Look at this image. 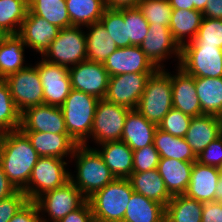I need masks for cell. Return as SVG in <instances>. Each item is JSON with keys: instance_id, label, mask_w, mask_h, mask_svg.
<instances>
[{"instance_id": "f1b7e54d", "label": "cell", "mask_w": 222, "mask_h": 222, "mask_svg": "<svg viewBox=\"0 0 222 222\" xmlns=\"http://www.w3.org/2000/svg\"><path fill=\"white\" fill-rule=\"evenodd\" d=\"M203 114L222 118V77H194Z\"/></svg>"}, {"instance_id": "8fae6325", "label": "cell", "mask_w": 222, "mask_h": 222, "mask_svg": "<svg viewBox=\"0 0 222 222\" xmlns=\"http://www.w3.org/2000/svg\"><path fill=\"white\" fill-rule=\"evenodd\" d=\"M87 198L71 182L51 191H47L39 196L34 202L39 211H45L50 216L52 222H58L68 213L80 208Z\"/></svg>"}, {"instance_id": "484cf974", "label": "cell", "mask_w": 222, "mask_h": 222, "mask_svg": "<svg viewBox=\"0 0 222 222\" xmlns=\"http://www.w3.org/2000/svg\"><path fill=\"white\" fill-rule=\"evenodd\" d=\"M128 180L131 183L135 193L154 200L166 207L172 196L168 193L164 180L158 173L157 169L132 173Z\"/></svg>"}, {"instance_id": "4fadbf2b", "label": "cell", "mask_w": 222, "mask_h": 222, "mask_svg": "<svg viewBox=\"0 0 222 222\" xmlns=\"http://www.w3.org/2000/svg\"><path fill=\"white\" fill-rule=\"evenodd\" d=\"M72 89L104 99L108 90L109 74L103 63L85 60L69 68Z\"/></svg>"}, {"instance_id": "f35d334b", "label": "cell", "mask_w": 222, "mask_h": 222, "mask_svg": "<svg viewBox=\"0 0 222 222\" xmlns=\"http://www.w3.org/2000/svg\"><path fill=\"white\" fill-rule=\"evenodd\" d=\"M124 22H127V47L140 46L149 30V23L138 7L124 9Z\"/></svg>"}, {"instance_id": "83f0119b", "label": "cell", "mask_w": 222, "mask_h": 222, "mask_svg": "<svg viewBox=\"0 0 222 222\" xmlns=\"http://www.w3.org/2000/svg\"><path fill=\"white\" fill-rule=\"evenodd\" d=\"M24 44L18 34L3 35L0 39V78H6L24 66Z\"/></svg>"}, {"instance_id": "d6a6232c", "label": "cell", "mask_w": 222, "mask_h": 222, "mask_svg": "<svg viewBox=\"0 0 222 222\" xmlns=\"http://www.w3.org/2000/svg\"><path fill=\"white\" fill-rule=\"evenodd\" d=\"M203 203L183 195L172 196L166 205L167 222H201Z\"/></svg>"}, {"instance_id": "8d00e7d4", "label": "cell", "mask_w": 222, "mask_h": 222, "mask_svg": "<svg viewBox=\"0 0 222 222\" xmlns=\"http://www.w3.org/2000/svg\"><path fill=\"white\" fill-rule=\"evenodd\" d=\"M21 113L14 104L9 86L0 78V133L20 129Z\"/></svg>"}, {"instance_id": "7c38bea8", "label": "cell", "mask_w": 222, "mask_h": 222, "mask_svg": "<svg viewBox=\"0 0 222 222\" xmlns=\"http://www.w3.org/2000/svg\"><path fill=\"white\" fill-rule=\"evenodd\" d=\"M36 68L43 87L44 104L61 107L72 90L69 68L44 58L36 64Z\"/></svg>"}, {"instance_id": "e0dca14e", "label": "cell", "mask_w": 222, "mask_h": 222, "mask_svg": "<svg viewBox=\"0 0 222 222\" xmlns=\"http://www.w3.org/2000/svg\"><path fill=\"white\" fill-rule=\"evenodd\" d=\"M139 47L158 69H163L161 61L170 54H175L180 60L181 47L174 40L169 26L149 25L147 35Z\"/></svg>"}, {"instance_id": "d590c367", "label": "cell", "mask_w": 222, "mask_h": 222, "mask_svg": "<svg viewBox=\"0 0 222 222\" xmlns=\"http://www.w3.org/2000/svg\"><path fill=\"white\" fill-rule=\"evenodd\" d=\"M28 10V0H0V32L18 34Z\"/></svg>"}, {"instance_id": "7bdbcfd3", "label": "cell", "mask_w": 222, "mask_h": 222, "mask_svg": "<svg viewBox=\"0 0 222 222\" xmlns=\"http://www.w3.org/2000/svg\"><path fill=\"white\" fill-rule=\"evenodd\" d=\"M160 155L153 144L133 151V173L157 169Z\"/></svg>"}, {"instance_id": "d6986e66", "label": "cell", "mask_w": 222, "mask_h": 222, "mask_svg": "<svg viewBox=\"0 0 222 222\" xmlns=\"http://www.w3.org/2000/svg\"><path fill=\"white\" fill-rule=\"evenodd\" d=\"M172 105L176 110L190 116L203 115L194 83V76L184 72L178 66L177 75L171 74Z\"/></svg>"}, {"instance_id": "11a10c76", "label": "cell", "mask_w": 222, "mask_h": 222, "mask_svg": "<svg viewBox=\"0 0 222 222\" xmlns=\"http://www.w3.org/2000/svg\"><path fill=\"white\" fill-rule=\"evenodd\" d=\"M215 193H216V201H220L222 203V178L221 177L218 179Z\"/></svg>"}, {"instance_id": "9f6ffc18", "label": "cell", "mask_w": 222, "mask_h": 222, "mask_svg": "<svg viewBox=\"0 0 222 222\" xmlns=\"http://www.w3.org/2000/svg\"><path fill=\"white\" fill-rule=\"evenodd\" d=\"M219 175L222 178V164L218 167Z\"/></svg>"}, {"instance_id": "9a60e30c", "label": "cell", "mask_w": 222, "mask_h": 222, "mask_svg": "<svg viewBox=\"0 0 222 222\" xmlns=\"http://www.w3.org/2000/svg\"><path fill=\"white\" fill-rule=\"evenodd\" d=\"M20 129L23 132H49L68 134L60 107L41 104L21 113Z\"/></svg>"}, {"instance_id": "836d02e7", "label": "cell", "mask_w": 222, "mask_h": 222, "mask_svg": "<svg viewBox=\"0 0 222 222\" xmlns=\"http://www.w3.org/2000/svg\"><path fill=\"white\" fill-rule=\"evenodd\" d=\"M71 26H88L99 22L106 6L104 0H66Z\"/></svg>"}, {"instance_id": "f546056e", "label": "cell", "mask_w": 222, "mask_h": 222, "mask_svg": "<svg viewBox=\"0 0 222 222\" xmlns=\"http://www.w3.org/2000/svg\"><path fill=\"white\" fill-rule=\"evenodd\" d=\"M85 27L89 29V32L85 34L87 60L104 63L118 49L116 43L108 35V32L100 21Z\"/></svg>"}, {"instance_id": "c3c4849f", "label": "cell", "mask_w": 222, "mask_h": 222, "mask_svg": "<svg viewBox=\"0 0 222 222\" xmlns=\"http://www.w3.org/2000/svg\"><path fill=\"white\" fill-rule=\"evenodd\" d=\"M201 222H222V203L204 202Z\"/></svg>"}, {"instance_id": "30bf717a", "label": "cell", "mask_w": 222, "mask_h": 222, "mask_svg": "<svg viewBox=\"0 0 222 222\" xmlns=\"http://www.w3.org/2000/svg\"><path fill=\"white\" fill-rule=\"evenodd\" d=\"M5 81L20 113L30 107L44 104L43 87L36 66H27L12 73Z\"/></svg>"}, {"instance_id": "b9f144b4", "label": "cell", "mask_w": 222, "mask_h": 222, "mask_svg": "<svg viewBox=\"0 0 222 222\" xmlns=\"http://www.w3.org/2000/svg\"><path fill=\"white\" fill-rule=\"evenodd\" d=\"M191 119L192 117L172 108L167 115L163 117L158 128L164 132L170 133L174 137L184 138L189 129Z\"/></svg>"}, {"instance_id": "4dcf8cb0", "label": "cell", "mask_w": 222, "mask_h": 222, "mask_svg": "<svg viewBox=\"0 0 222 222\" xmlns=\"http://www.w3.org/2000/svg\"><path fill=\"white\" fill-rule=\"evenodd\" d=\"M153 145L158 151L160 158L189 162L197 161V156L183 137H174L159 128L155 131Z\"/></svg>"}, {"instance_id": "7dc6e473", "label": "cell", "mask_w": 222, "mask_h": 222, "mask_svg": "<svg viewBox=\"0 0 222 222\" xmlns=\"http://www.w3.org/2000/svg\"><path fill=\"white\" fill-rule=\"evenodd\" d=\"M58 222H94L89 202L86 201L80 208L68 213Z\"/></svg>"}, {"instance_id": "ffe728a7", "label": "cell", "mask_w": 222, "mask_h": 222, "mask_svg": "<svg viewBox=\"0 0 222 222\" xmlns=\"http://www.w3.org/2000/svg\"><path fill=\"white\" fill-rule=\"evenodd\" d=\"M222 118L203 114L192 117L184 139L198 156L212 141L221 135Z\"/></svg>"}, {"instance_id": "681fc988", "label": "cell", "mask_w": 222, "mask_h": 222, "mask_svg": "<svg viewBox=\"0 0 222 222\" xmlns=\"http://www.w3.org/2000/svg\"><path fill=\"white\" fill-rule=\"evenodd\" d=\"M18 189L7 178L0 163V200L15 194Z\"/></svg>"}, {"instance_id": "1f68e13d", "label": "cell", "mask_w": 222, "mask_h": 222, "mask_svg": "<svg viewBox=\"0 0 222 222\" xmlns=\"http://www.w3.org/2000/svg\"><path fill=\"white\" fill-rule=\"evenodd\" d=\"M203 19V13L199 10H183V9H173L170 21V31L174 37L177 44L182 47L185 45L186 40L184 38L186 35L190 34L191 42L197 35L198 29L201 25Z\"/></svg>"}, {"instance_id": "7402d4cb", "label": "cell", "mask_w": 222, "mask_h": 222, "mask_svg": "<svg viewBox=\"0 0 222 222\" xmlns=\"http://www.w3.org/2000/svg\"><path fill=\"white\" fill-rule=\"evenodd\" d=\"M40 157H71L78 144L68 134L24 132Z\"/></svg>"}, {"instance_id": "6da1fadb", "label": "cell", "mask_w": 222, "mask_h": 222, "mask_svg": "<svg viewBox=\"0 0 222 222\" xmlns=\"http://www.w3.org/2000/svg\"><path fill=\"white\" fill-rule=\"evenodd\" d=\"M39 157L21 129L0 133V163L7 178L18 190L27 187Z\"/></svg>"}, {"instance_id": "3957f363", "label": "cell", "mask_w": 222, "mask_h": 222, "mask_svg": "<svg viewBox=\"0 0 222 222\" xmlns=\"http://www.w3.org/2000/svg\"><path fill=\"white\" fill-rule=\"evenodd\" d=\"M134 193L128 178H115L102 189L93 193L87 201L94 221L122 222L126 207Z\"/></svg>"}, {"instance_id": "e575fe53", "label": "cell", "mask_w": 222, "mask_h": 222, "mask_svg": "<svg viewBox=\"0 0 222 222\" xmlns=\"http://www.w3.org/2000/svg\"><path fill=\"white\" fill-rule=\"evenodd\" d=\"M29 11L59 29L71 27L66 0H28Z\"/></svg>"}, {"instance_id": "ac0fdd59", "label": "cell", "mask_w": 222, "mask_h": 222, "mask_svg": "<svg viewBox=\"0 0 222 222\" xmlns=\"http://www.w3.org/2000/svg\"><path fill=\"white\" fill-rule=\"evenodd\" d=\"M59 31L57 26L28 10L18 35L27 47L36 50L43 56L50 44L57 38Z\"/></svg>"}, {"instance_id": "7a4b0ae2", "label": "cell", "mask_w": 222, "mask_h": 222, "mask_svg": "<svg viewBox=\"0 0 222 222\" xmlns=\"http://www.w3.org/2000/svg\"><path fill=\"white\" fill-rule=\"evenodd\" d=\"M88 147V145H78L76 147L72 158H75V160L77 158V175L76 178L70 176V181L86 198H89L93 193L115 179L99 152Z\"/></svg>"}, {"instance_id": "52a82bcc", "label": "cell", "mask_w": 222, "mask_h": 222, "mask_svg": "<svg viewBox=\"0 0 222 222\" xmlns=\"http://www.w3.org/2000/svg\"><path fill=\"white\" fill-rule=\"evenodd\" d=\"M66 162L56 157H39L33 167L27 187L23 192L29 201H35L47 191L54 190L70 181L71 173L66 171Z\"/></svg>"}, {"instance_id": "44dd1931", "label": "cell", "mask_w": 222, "mask_h": 222, "mask_svg": "<svg viewBox=\"0 0 222 222\" xmlns=\"http://www.w3.org/2000/svg\"><path fill=\"white\" fill-rule=\"evenodd\" d=\"M219 178L218 168L195 161L185 195L202 203L216 201L215 191Z\"/></svg>"}, {"instance_id": "5b68a950", "label": "cell", "mask_w": 222, "mask_h": 222, "mask_svg": "<svg viewBox=\"0 0 222 222\" xmlns=\"http://www.w3.org/2000/svg\"><path fill=\"white\" fill-rule=\"evenodd\" d=\"M172 98L171 74L165 69H157L148 78L136 110L158 126L173 108Z\"/></svg>"}, {"instance_id": "2e32d148", "label": "cell", "mask_w": 222, "mask_h": 222, "mask_svg": "<svg viewBox=\"0 0 222 222\" xmlns=\"http://www.w3.org/2000/svg\"><path fill=\"white\" fill-rule=\"evenodd\" d=\"M103 64L109 76L127 73H154L158 69L139 46L133 45L118 48Z\"/></svg>"}, {"instance_id": "5bb4252c", "label": "cell", "mask_w": 222, "mask_h": 222, "mask_svg": "<svg viewBox=\"0 0 222 222\" xmlns=\"http://www.w3.org/2000/svg\"><path fill=\"white\" fill-rule=\"evenodd\" d=\"M153 73H127L109 76L105 99L130 109H136L148 78Z\"/></svg>"}, {"instance_id": "816d5d0a", "label": "cell", "mask_w": 222, "mask_h": 222, "mask_svg": "<svg viewBox=\"0 0 222 222\" xmlns=\"http://www.w3.org/2000/svg\"><path fill=\"white\" fill-rule=\"evenodd\" d=\"M106 8L125 9L138 7L141 0H104Z\"/></svg>"}, {"instance_id": "db71d44e", "label": "cell", "mask_w": 222, "mask_h": 222, "mask_svg": "<svg viewBox=\"0 0 222 222\" xmlns=\"http://www.w3.org/2000/svg\"><path fill=\"white\" fill-rule=\"evenodd\" d=\"M207 1L208 0H192V3L194 4V9L202 12L205 9Z\"/></svg>"}, {"instance_id": "ba28073f", "label": "cell", "mask_w": 222, "mask_h": 222, "mask_svg": "<svg viewBox=\"0 0 222 222\" xmlns=\"http://www.w3.org/2000/svg\"><path fill=\"white\" fill-rule=\"evenodd\" d=\"M178 64L194 77H222V49L210 45H184Z\"/></svg>"}, {"instance_id": "cb8c5ba5", "label": "cell", "mask_w": 222, "mask_h": 222, "mask_svg": "<svg viewBox=\"0 0 222 222\" xmlns=\"http://www.w3.org/2000/svg\"><path fill=\"white\" fill-rule=\"evenodd\" d=\"M194 162L160 158L157 170L171 196L183 195L189 186Z\"/></svg>"}, {"instance_id": "4316f807", "label": "cell", "mask_w": 222, "mask_h": 222, "mask_svg": "<svg viewBox=\"0 0 222 222\" xmlns=\"http://www.w3.org/2000/svg\"><path fill=\"white\" fill-rule=\"evenodd\" d=\"M165 211L164 205L134 192L122 222H164Z\"/></svg>"}, {"instance_id": "603a6c76", "label": "cell", "mask_w": 222, "mask_h": 222, "mask_svg": "<svg viewBox=\"0 0 222 222\" xmlns=\"http://www.w3.org/2000/svg\"><path fill=\"white\" fill-rule=\"evenodd\" d=\"M157 125L148 121L136 109H131L124 122L121 140L133 151L153 144Z\"/></svg>"}, {"instance_id": "277c9868", "label": "cell", "mask_w": 222, "mask_h": 222, "mask_svg": "<svg viewBox=\"0 0 222 222\" xmlns=\"http://www.w3.org/2000/svg\"><path fill=\"white\" fill-rule=\"evenodd\" d=\"M98 101L93 95L72 89L60 107L67 133L78 145L87 146Z\"/></svg>"}, {"instance_id": "d4e9b609", "label": "cell", "mask_w": 222, "mask_h": 222, "mask_svg": "<svg viewBox=\"0 0 222 222\" xmlns=\"http://www.w3.org/2000/svg\"><path fill=\"white\" fill-rule=\"evenodd\" d=\"M97 149L115 178H128L133 173V150L122 141L106 142Z\"/></svg>"}, {"instance_id": "f907efd6", "label": "cell", "mask_w": 222, "mask_h": 222, "mask_svg": "<svg viewBox=\"0 0 222 222\" xmlns=\"http://www.w3.org/2000/svg\"><path fill=\"white\" fill-rule=\"evenodd\" d=\"M202 13L203 17L222 19V0H208Z\"/></svg>"}, {"instance_id": "8992f818", "label": "cell", "mask_w": 222, "mask_h": 222, "mask_svg": "<svg viewBox=\"0 0 222 222\" xmlns=\"http://www.w3.org/2000/svg\"><path fill=\"white\" fill-rule=\"evenodd\" d=\"M81 28L71 26L60 29L57 38L42 56L44 60L66 68L87 60L86 33Z\"/></svg>"}, {"instance_id": "f6af8a7d", "label": "cell", "mask_w": 222, "mask_h": 222, "mask_svg": "<svg viewBox=\"0 0 222 222\" xmlns=\"http://www.w3.org/2000/svg\"><path fill=\"white\" fill-rule=\"evenodd\" d=\"M197 162L216 168L222 164V134L197 156Z\"/></svg>"}, {"instance_id": "60d3db41", "label": "cell", "mask_w": 222, "mask_h": 222, "mask_svg": "<svg viewBox=\"0 0 222 222\" xmlns=\"http://www.w3.org/2000/svg\"><path fill=\"white\" fill-rule=\"evenodd\" d=\"M185 45H210L222 49V19L203 17L196 37Z\"/></svg>"}, {"instance_id": "74e56055", "label": "cell", "mask_w": 222, "mask_h": 222, "mask_svg": "<svg viewBox=\"0 0 222 222\" xmlns=\"http://www.w3.org/2000/svg\"><path fill=\"white\" fill-rule=\"evenodd\" d=\"M100 22L118 48L127 47V22H124V9L106 8Z\"/></svg>"}, {"instance_id": "9c48e42d", "label": "cell", "mask_w": 222, "mask_h": 222, "mask_svg": "<svg viewBox=\"0 0 222 222\" xmlns=\"http://www.w3.org/2000/svg\"><path fill=\"white\" fill-rule=\"evenodd\" d=\"M131 109L108 100L99 99L95 109L93 126L90 132L99 145L106 142L120 141L125 118Z\"/></svg>"}, {"instance_id": "bcb514c9", "label": "cell", "mask_w": 222, "mask_h": 222, "mask_svg": "<svg viewBox=\"0 0 222 222\" xmlns=\"http://www.w3.org/2000/svg\"><path fill=\"white\" fill-rule=\"evenodd\" d=\"M9 222H48L40 216V211L34 201H28Z\"/></svg>"}, {"instance_id": "ab89813d", "label": "cell", "mask_w": 222, "mask_h": 222, "mask_svg": "<svg viewBox=\"0 0 222 222\" xmlns=\"http://www.w3.org/2000/svg\"><path fill=\"white\" fill-rule=\"evenodd\" d=\"M138 8L149 25L169 26L172 7L165 0H141Z\"/></svg>"}, {"instance_id": "f5cc1de1", "label": "cell", "mask_w": 222, "mask_h": 222, "mask_svg": "<svg viewBox=\"0 0 222 222\" xmlns=\"http://www.w3.org/2000/svg\"><path fill=\"white\" fill-rule=\"evenodd\" d=\"M172 9L193 10L194 4L192 0H169Z\"/></svg>"}, {"instance_id": "ee69618b", "label": "cell", "mask_w": 222, "mask_h": 222, "mask_svg": "<svg viewBox=\"0 0 222 222\" xmlns=\"http://www.w3.org/2000/svg\"><path fill=\"white\" fill-rule=\"evenodd\" d=\"M23 190L0 200V222H9L11 218L28 202Z\"/></svg>"}]
</instances>
